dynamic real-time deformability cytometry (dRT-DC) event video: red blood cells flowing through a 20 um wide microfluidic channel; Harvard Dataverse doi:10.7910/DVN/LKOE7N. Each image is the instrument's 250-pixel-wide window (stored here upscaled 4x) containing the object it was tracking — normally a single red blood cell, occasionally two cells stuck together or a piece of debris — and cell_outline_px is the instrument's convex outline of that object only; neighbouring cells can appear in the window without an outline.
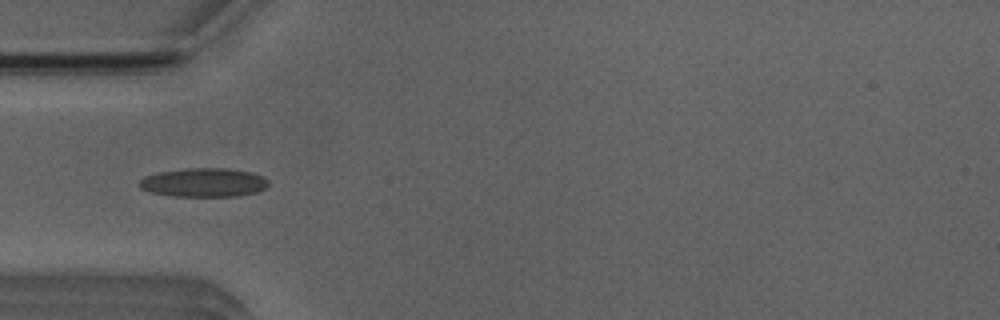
{"species": "Egyptian fruit bat (a non-hibernating species)", "species_latin": "Rousettus aegyptiacus", "temperature_condition": "room temperature", "stored_images_in_passage": 6, "camera_frame_rate_fps": 3000, "um_per_image_px": 0.085, "animal": {"sex": "male"}, "frame": {"image": 1, "passage_image": 3, "time_ms": 2.667, "image_size_px": [1000, 320], "cell_outline_px": [[268, 184], [264, 188], [256, 192], [236, 196], [172, 196], [152, 192], [140, 188], [136, 184], [144, 176], [160, 172], [184, 168], [224, 168], [248, 172], [264, 176], [268, 180]], "centroid_in_image_um": [17.28, 15.51], "position_along_channel_um": 67.7, "area_um2": 21.62}}
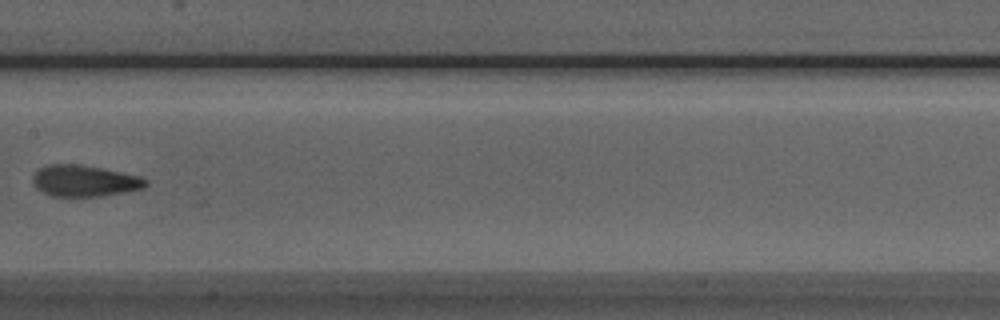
{"frame": {"image": 2, "passage_image": 6, "time_ms": 6.0, "image_size_px": [1000, 320], "cell_outline_px": [[148, 184], [144, 188], [124, 192], [100, 196], [52, 196], [36, 188], [32, 184], [32, 176], [40, 168], [48, 164], [76, 164], [104, 168], [140, 176], [148, 180]], "centroid_in_image_um": [7.18, 15.36], "position_along_channel_um": 200.2, "area_um2": 20.69}}